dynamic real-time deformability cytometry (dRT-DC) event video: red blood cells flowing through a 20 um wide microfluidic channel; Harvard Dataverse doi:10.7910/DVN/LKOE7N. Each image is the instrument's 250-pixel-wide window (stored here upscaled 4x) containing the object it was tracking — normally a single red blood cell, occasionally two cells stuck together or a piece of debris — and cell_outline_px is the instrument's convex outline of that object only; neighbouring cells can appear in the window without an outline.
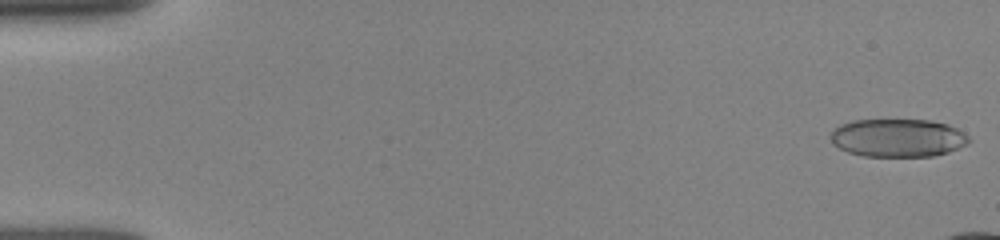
{"species": "human", "species_latin": "Homo sapiens", "temperature_condition": "room temperature", "stored_images_in_passage": 14, "camera_frame_rate_fps": 3000, "um_per_image_px": 0.085, "donor": {"sex": "female"}, "frame": {"image": 1, "passage_image": 1, "time_ms": 0.0, "image_size_px": [1000, 240], "cell_outline_px": [[972, 140], [948, 152], [932, 156], [864, 156], [848, 152], [832, 144], [832, 132], [840, 124], [852, 120], [928, 120], [948, 124], [964, 132]], "centroid_in_image_um": [76.32, 11.71], "position_along_channel_um": 8.7, "area_um2": 30.52}}